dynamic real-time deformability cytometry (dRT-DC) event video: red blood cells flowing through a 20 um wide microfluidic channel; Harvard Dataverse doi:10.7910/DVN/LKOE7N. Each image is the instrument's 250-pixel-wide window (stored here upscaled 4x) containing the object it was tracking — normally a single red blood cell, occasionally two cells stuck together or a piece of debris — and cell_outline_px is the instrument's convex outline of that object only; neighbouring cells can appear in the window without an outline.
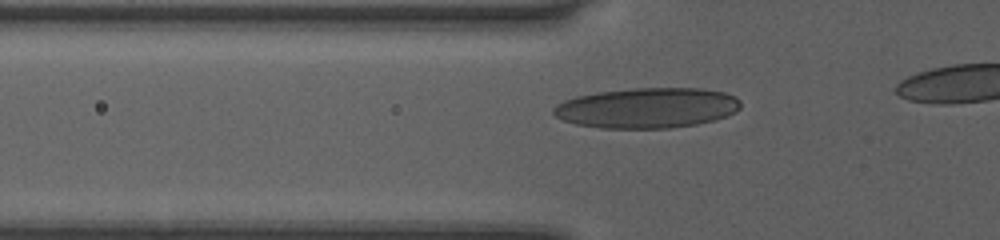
{"species": "human", "species_latin": "Homo sapiens", "temperature_condition": "room temperature", "stored_images_in_passage": 37, "camera_frame_rate_fps": 3000, "um_per_image_px": 0.085, "donor": {"sex": "female"}, "frame": {"image": 1, "passage_image": 10, "time_ms": 3.0, "image_size_px": [1000, 240], "cell_outline_px": [[740, 108], [736, 112], [712, 120], [696, 124], [672, 128], [600, 128], [576, 124], [564, 120], [556, 116], [552, 112], [552, 108], [556, 104], [564, 100], [576, 96], [596, 92], [632, 88], [700, 88], [724, 92], [736, 96], [740, 100]], "centroid_in_image_um": [54.99, 9.16], "position_along_channel_um": 70.8, "area_um2": 44.1}}
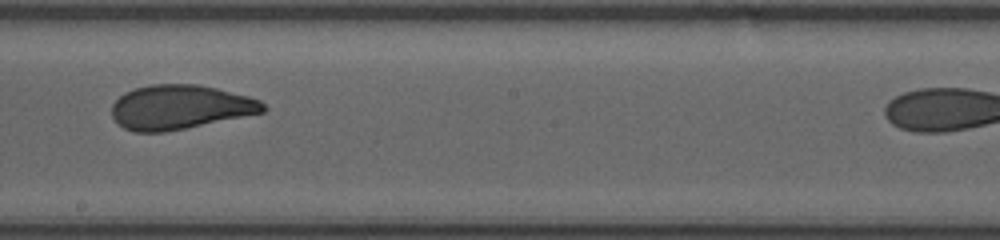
{"frame": {"image": 2, "passage_image": 22, "time_ms": 7.0, "image_size_px": [1000, 240], "cell_outline_px": [[268, 108], [264, 112], [164, 132], [136, 132], [124, 128], [112, 116], [112, 104], [124, 92], [136, 88], [152, 84], [196, 84], [216, 88], [248, 96], [260, 100]], "centroid_in_image_um": [15.3, 9.1], "position_along_channel_um": 232.9, "area_um2": 38.73}}
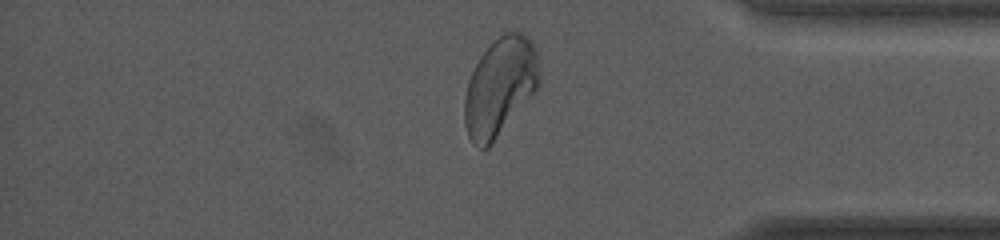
{"frame": {"image": 3, "passage_image": 35, "time_ms": 11.333, "image_size_px": [1000, 240], "cell_outline_px": [[540, 84], [536, 92], [492, 144], [488, 148], [480, 148], [472, 144], [468, 136], [464, 124], [464, 100], [468, 80], [480, 56], [500, 32], [520, 32], [528, 36], [532, 40], [536, 48]], "centroid_in_image_um": [42.5, 7.38], "position_along_channel_um": 392.7, "area_um2": 43.35}}